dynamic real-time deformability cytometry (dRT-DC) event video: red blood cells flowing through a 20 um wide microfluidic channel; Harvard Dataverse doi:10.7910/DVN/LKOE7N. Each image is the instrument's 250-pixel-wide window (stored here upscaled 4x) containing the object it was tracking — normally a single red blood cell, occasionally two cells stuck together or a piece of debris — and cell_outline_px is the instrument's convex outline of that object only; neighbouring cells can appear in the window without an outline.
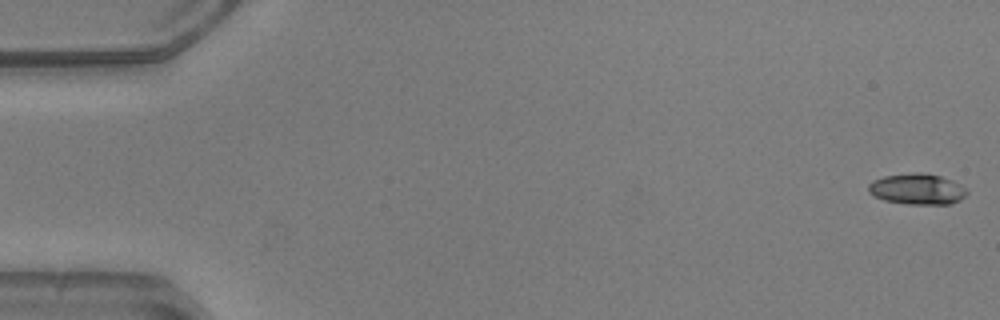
{"species": "common noctule bat (a hibernating species)", "species_latin": "Nyctalus noctula", "temperature_condition": "warm", "stored_images_in_passage": 14, "segment_of_instrument_passage": [1, 2], "camera_frame_rate_fps": 3000, "um_per_image_px": 0.085, "animal": {"sex": "male", "body_mass_g": 20.5, "forearm_length_mm": 52.5}, "frame": {"image": 1, "passage_image": 1, "time_ms": 0.0, "image_size_px": [1000, 320], "cell_outline_px": [[968, 192], [960, 200], [952, 204], [908, 204], [884, 200], [868, 192], [868, 184], [872, 180], [884, 176], [912, 172], [924, 172], [940, 176], [952, 180], [960, 184]], "centroid_in_image_um": [77.95, 16.06], "position_along_channel_um": 7.0, "area_um2": 17.8}}